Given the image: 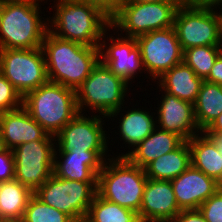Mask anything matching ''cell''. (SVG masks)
<instances>
[{
	"instance_id": "cell-31",
	"label": "cell",
	"mask_w": 222,
	"mask_h": 222,
	"mask_svg": "<svg viewBox=\"0 0 222 222\" xmlns=\"http://www.w3.org/2000/svg\"><path fill=\"white\" fill-rule=\"evenodd\" d=\"M198 209L207 222H222V188L211 195Z\"/></svg>"
},
{
	"instance_id": "cell-29",
	"label": "cell",
	"mask_w": 222,
	"mask_h": 222,
	"mask_svg": "<svg viewBox=\"0 0 222 222\" xmlns=\"http://www.w3.org/2000/svg\"><path fill=\"white\" fill-rule=\"evenodd\" d=\"M20 222H75L67 214L58 211L33 195Z\"/></svg>"
},
{
	"instance_id": "cell-20",
	"label": "cell",
	"mask_w": 222,
	"mask_h": 222,
	"mask_svg": "<svg viewBox=\"0 0 222 222\" xmlns=\"http://www.w3.org/2000/svg\"><path fill=\"white\" fill-rule=\"evenodd\" d=\"M184 140L175 133L162 130L158 127L142 142L125 154L118 157H126L132 164L145 168L149 163L176 149Z\"/></svg>"
},
{
	"instance_id": "cell-6",
	"label": "cell",
	"mask_w": 222,
	"mask_h": 222,
	"mask_svg": "<svg viewBox=\"0 0 222 222\" xmlns=\"http://www.w3.org/2000/svg\"><path fill=\"white\" fill-rule=\"evenodd\" d=\"M128 84L99 61L90 75L76 89L78 112L82 113L88 107L92 112H99V115L106 116L108 119L115 116L117 118L125 103Z\"/></svg>"
},
{
	"instance_id": "cell-32",
	"label": "cell",
	"mask_w": 222,
	"mask_h": 222,
	"mask_svg": "<svg viewBox=\"0 0 222 222\" xmlns=\"http://www.w3.org/2000/svg\"><path fill=\"white\" fill-rule=\"evenodd\" d=\"M15 177L14 158L12 150L6 149L0 153V182L12 180Z\"/></svg>"
},
{
	"instance_id": "cell-33",
	"label": "cell",
	"mask_w": 222,
	"mask_h": 222,
	"mask_svg": "<svg viewBox=\"0 0 222 222\" xmlns=\"http://www.w3.org/2000/svg\"><path fill=\"white\" fill-rule=\"evenodd\" d=\"M92 6L97 7L110 19L118 12L125 0H85Z\"/></svg>"
},
{
	"instance_id": "cell-3",
	"label": "cell",
	"mask_w": 222,
	"mask_h": 222,
	"mask_svg": "<svg viewBox=\"0 0 222 222\" xmlns=\"http://www.w3.org/2000/svg\"><path fill=\"white\" fill-rule=\"evenodd\" d=\"M40 2H0V49H33L42 46L48 17L42 20ZM40 11V12H39Z\"/></svg>"
},
{
	"instance_id": "cell-35",
	"label": "cell",
	"mask_w": 222,
	"mask_h": 222,
	"mask_svg": "<svg viewBox=\"0 0 222 222\" xmlns=\"http://www.w3.org/2000/svg\"><path fill=\"white\" fill-rule=\"evenodd\" d=\"M222 0H179L180 5L190 8L217 9Z\"/></svg>"
},
{
	"instance_id": "cell-2",
	"label": "cell",
	"mask_w": 222,
	"mask_h": 222,
	"mask_svg": "<svg viewBox=\"0 0 222 222\" xmlns=\"http://www.w3.org/2000/svg\"><path fill=\"white\" fill-rule=\"evenodd\" d=\"M54 7V17L48 18L51 34L90 47H99L100 41L106 40L111 21L97 7L85 0H56Z\"/></svg>"
},
{
	"instance_id": "cell-1",
	"label": "cell",
	"mask_w": 222,
	"mask_h": 222,
	"mask_svg": "<svg viewBox=\"0 0 222 222\" xmlns=\"http://www.w3.org/2000/svg\"><path fill=\"white\" fill-rule=\"evenodd\" d=\"M48 81L76 90L100 61L99 47L64 40L46 32L41 46Z\"/></svg>"
},
{
	"instance_id": "cell-25",
	"label": "cell",
	"mask_w": 222,
	"mask_h": 222,
	"mask_svg": "<svg viewBox=\"0 0 222 222\" xmlns=\"http://www.w3.org/2000/svg\"><path fill=\"white\" fill-rule=\"evenodd\" d=\"M150 111H144L143 108H132L118 119L120 139L124 141V144H128V147L134 148L146 137H148L154 129L157 127V121L154 120L153 113Z\"/></svg>"
},
{
	"instance_id": "cell-26",
	"label": "cell",
	"mask_w": 222,
	"mask_h": 222,
	"mask_svg": "<svg viewBox=\"0 0 222 222\" xmlns=\"http://www.w3.org/2000/svg\"><path fill=\"white\" fill-rule=\"evenodd\" d=\"M193 105L199 130L204 132L222 113V85L204 80Z\"/></svg>"
},
{
	"instance_id": "cell-12",
	"label": "cell",
	"mask_w": 222,
	"mask_h": 222,
	"mask_svg": "<svg viewBox=\"0 0 222 222\" xmlns=\"http://www.w3.org/2000/svg\"><path fill=\"white\" fill-rule=\"evenodd\" d=\"M144 72L157 81L165 72L183 62V50L174 27L148 32L136 38Z\"/></svg>"
},
{
	"instance_id": "cell-24",
	"label": "cell",
	"mask_w": 222,
	"mask_h": 222,
	"mask_svg": "<svg viewBox=\"0 0 222 222\" xmlns=\"http://www.w3.org/2000/svg\"><path fill=\"white\" fill-rule=\"evenodd\" d=\"M34 192L15 178L0 182V219L20 222Z\"/></svg>"
},
{
	"instance_id": "cell-37",
	"label": "cell",
	"mask_w": 222,
	"mask_h": 222,
	"mask_svg": "<svg viewBox=\"0 0 222 222\" xmlns=\"http://www.w3.org/2000/svg\"><path fill=\"white\" fill-rule=\"evenodd\" d=\"M204 133L222 135V113L212 122V124L204 131Z\"/></svg>"
},
{
	"instance_id": "cell-23",
	"label": "cell",
	"mask_w": 222,
	"mask_h": 222,
	"mask_svg": "<svg viewBox=\"0 0 222 222\" xmlns=\"http://www.w3.org/2000/svg\"><path fill=\"white\" fill-rule=\"evenodd\" d=\"M191 165V150L188 141H183L173 151L160 156L145 168L147 178L171 181Z\"/></svg>"
},
{
	"instance_id": "cell-34",
	"label": "cell",
	"mask_w": 222,
	"mask_h": 222,
	"mask_svg": "<svg viewBox=\"0 0 222 222\" xmlns=\"http://www.w3.org/2000/svg\"><path fill=\"white\" fill-rule=\"evenodd\" d=\"M171 222H207L199 209L181 210Z\"/></svg>"
},
{
	"instance_id": "cell-41",
	"label": "cell",
	"mask_w": 222,
	"mask_h": 222,
	"mask_svg": "<svg viewBox=\"0 0 222 222\" xmlns=\"http://www.w3.org/2000/svg\"><path fill=\"white\" fill-rule=\"evenodd\" d=\"M6 1H31V2H42L44 0H0V2H6Z\"/></svg>"
},
{
	"instance_id": "cell-8",
	"label": "cell",
	"mask_w": 222,
	"mask_h": 222,
	"mask_svg": "<svg viewBox=\"0 0 222 222\" xmlns=\"http://www.w3.org/2000/svg\"><path fill=\"white\" fill-rule=\"evenodd\" d=\"M96 194L97 182L62 179L55 174L34 192L43 203L67 214L75 222H84Z\"/></svg>"
},
{
	"instance_id": "cell-5",
	"label": "cell",
	"mask_w": 222,
	"mask_h": 222,
	"mask_svg": "<svg viewBox=\"0 0 222 222\" xmlns=\"http://www.w3.org/2000/svg\"><path fill=\"white\" fill-rule=\"evenodd\" d=\"M107 160L98 173L97 194L139 213L148 179L145 170L132 164L126 157L115 156Z\"/></svg>"
},
{
	"instance_id": "cell-39",
	"label": "cell",
	"mask_w": 222,
	"mask_h": 222,
	"mask_svg": "<svg viewBox=\"0 0 222 222\" xmlns=\"http://www.w3.org/2000/svg\"><path fill=\"white\" fill-rule=\"evenodd\" d=\"M132 3H147V2H179V0H125Z\"/></svg>"
},
{
	"instance_id": "cell-19",
	"label": "cell",
	"mask_w": 222,
	"mask_h": 222,
	"mask_svg": "<svg viewBox=\"0 0 222 222\" xmlns=\"http://www.w3.org/2000/svg\"><path fill=\"white\" fill-rule=\"evenodd\" d=\"M0 130L9 150L27 142L43 140L48 135L23 107L0 113Z\"/></svg>"
},
{
	"instance_id": "cell-30",
	"label": "cell",
	"mask_w": 222,
	"mask_h": 222,
	"mask_svg": "<svg viewBox=\"0 0 222 222\" xmlns=\"http://www.w3.org/2000/svg\"><path fill=\"white\" fill-rule=\"evenodd\" d=\"M22 100L21 94L0 73V113L21 108Z\"/></svg>"
},
{
	"instance_id": "cell-16",
	"label": "cell",
	"mask_w": 222,
	"mask_h": 222,
	"mask_svg": "<svg viewBox=\"0 0 222 222\" xmlns=\"http://www.w3.org/2000/svg\"><path fill=\"white\" fill-rule=\"evenodd\" d=\"M161 98L157 108L158 117H155L158 121L156 123L159 124L158 128L175 133L184 141H188L197 133H201L192 103L181 100L165 91Z\"/></svg>"
},
{
	"instance_id": "cell-11",
	"label": "cell",
	"mask_w": 222,
	"mask_h": 222,
	"mask_svg": "<svg viewBox=\"0 0 222 222\" xmlns=\"http://www.w3.org/2000/svg\"><path fill=\"white\" fill-rule=\"evenodd\" d=\"M216 9L180 5L174 29L182 50L197 46L221 45L222 20Z\"/></svg>"
},
{
	"instance_id": "cell-10",
	"label": "cell",
	"mask_w": 222,
	"mask_h": 222,
	"mask_svg": "<svg viewBox=\"0 0 222 222\" xmlns=\"http://www.w3.org/2000/svg\"><path fill=\"white\" fill-rule=\"evenodd\" d=\"M0 73L23 97L48 81L41 47L0 49Z\"/></svg>"
},
{
	"instance_id": "cell-28",
	"label": "cell",
	"mask_w": 222,
	"mask_h": 222,
	"mask_svg": "<svg viewBox=\"0 0 222 222\" xmlns=\"http://www.w3.org/2000/svg\"><path fill=\"white\" fill-rule=\"evenodd\" d=\"M222 53L221 45L197 46L183 50V62L188 65L198 77L205 80L217 57Z\"/></svg>"
},
{
	"instance_id": "cell-21",
	"label": "cell",
	"mask_w": 222,
	"mask_h": 222,
	"mask_svg": "<svg viewBox=\"0 0 222 222\" xmlns=\"http://www.w3.org/2000/svg\"><path fill=\"white\" fill-rule=\"evenodd\" d=\"M203 81L188 65L181 62L165 72L157 84L159 83V91L194 104Z\"/></svg>"
},
{
	"instance_id": "cell-27",
	"label": "cell",
	"mask_w": 222,
	"mask_h": 222,
	"mask_svg": "<svg viewBox=\"0 0 222 222\" xmlns=\"http://www.w3.org/2000/svg\"><path fill=\"white\" fill-rule=\"evenodd\" d=\"M84 222H141V220L138 212L109 202L96 194Z\"/></svg>"
},
{
	"instance_id": "cell-7",
	"label": "cell",
	"mask_w": 222,
	"mask_h": 222,
	"mask_svg": "<svg viewBox=\"0 0 222 222\" xmlns=\"http://www.w3.org/2000/svg\"><path fill=\"white\" fill-rule=\"evenodd\" d=\"M179 2H124L110 19L116 34L122 31L126 37L137 38L148 32L174 26ZM119 29V30H118Z\"/></svg>"
},
{
	"instance_id": "cell-9",
	"label": "cell",
	"mask_w": 222,
	"mask_h": 222,
	"mask_svg": "<svg viewBox=\"0 0 222 222\" xmlns=\"http://www.w3.org/2000/svg\"><path fill=\"white\" fill-rule=\"evenodd\" d=\"M54 141V143H53ZM55 137L21 144L12 150L15 179L35 192L53 174Z\"/></svg>"
},
{
	"instance_id": "cell-17",
	"label": "cell",
	"mask_w": 222,
	"mask_h": 222,
	"mask_svg": "<svg viewBox=\"0 0 222 222\" xmlns=\"http://www.w3.org/2000/svg\"><path fill=\"white\" fill-rule=\"evenodd\" d=\"M176 202L181 210L198 209L220 188V183L190 165L171 180Z\"/></svg>"
},
{
	"instance_id": "cell-36",
	"label": "cell",
	"mask_w": 222,
	"mask_h": 222,
	"mask_svg": "<svg viewBox=\"0 0 222 222\" xmlns=\"http://www.w3.org/2000/svg\"><path fill=\"white\" fill-rule=\"evenodd\" d=\"M205 81L222 85V53L217 57L209 76Z\"/></svg>"
},
{
	"instance_id": "cell-14",
	"label": "cell",
	"mask_w": 222,
	"mask_h": 222,
	"mask_svg": "<svg viewBox=\"0 0 222 222\" xmlns=\"http://www.w3.org/2000/svg\"><path fill=\"white\" fill-rule=\"evenodd\" d=\"M115 39L107 35L110 43L100 41L99 59L100 62L107 66L115 75L122 77L126 82H130L135 75L143 68L141 50L137 45L136 38L124 37L121 33ZM102 42V43H101ZM107 46V47H106ZM106 50V51H105Z\"/></svg>"
},
{
	"instance_id": "cell-38",
	"label": "cell",
	"mask_w": 222,
	"mask_h": 222,
	"mask_svg": "<svg viewBox=\"0 0 222 222\" xmlns=\"http://www.w3.org/2000/svg\"><path fill=\"white\" fill-rule=\"evenodd\" d=\"M209 136L217 145V148L219 149V153L222 154V135L220 134H206Z\"/></svg>"
},
{
	"instance_id": "cell-13",
	"label": "cell",
	"mask_w": 222,
	"mask_h": 222,
	"mask_svg": "<svg viewBox=\"0 0 222 222\" xmlns=\"http://www.w3.org/2000/svg\"><path fill=\"white\" fill-rule=\"evenodd\" d=\"M78 113L55 136V151H107L109 143L103 127L106 116ZM58 143V144H57Z\"/></svg>"
},
{
	"instance_id": "cell-4",
	"label": "cell",
	"mask_w": 222,
	"mask_h": 222,
	"mask_svg": "<svg viewBox=\"0 0 222 222\" xmlns=\"http://www.w3.org/2000/svg\"><path fill=\"white\" fill-rule=\"evenodd\" d=\"M22 107L54 137L79 113L76 90L51 81L25 94Z\"/></svg>"
},
{
	"instance_id": "cell-42",
	"label": "cell",
	"mask_w": 222,
	"mask_h": 222,
	"mask_svg": "<svg viewBox=\"0 0 222 222\" xmlns=\"http://www.w3.org/2000/svg\"><path fill=\"white\" fill-rule=\"evenodd\" d=\"M220 5H221V6H219V8L222 7V1H221ZM221 9H222V8H221ZM221 9H220V11H219L218 13H219V16H220V18H221V20H222V10H221Z\"/></svg>"
},
{
	"instance_id": "cell-40",
	"label": "cell",
	"mask_w": 222,
	"mask_h": 222,
	"mask_svg": "<svg viewBox=\"0 0 222 222\" xmlns=\"http://www.w3.org/2000/svg\"><path fill=\"white\" fill-rule=\"evenodd\" d=\"M7 148L5 146L4 140H3V136L0 130V153H2L3 151H5Z\"/></svg>"
},
{
	"instance_id": "cell-18",
	"label": "cell",
	"mask_w": 222,
	"mask_h": 222,
	"mask_svg": "<svg viewBox=\"0 0 222 222\" xmlns=\"http://www.w3.org/2000/svg\"><path fill=\"white\" fill-rule=\"evenodd\" d=\"M180 211L171 181L148 178L138 213L141 222H171Z\"/></svg>"
},
{
	"instance_id": "cell-15",
	"label": "cell",
	"mask_w": 222,
	"mask_h": 222,
	"mask_svg": "<svg viewBox=\"0 0 222 222\" xmlns=\"http://www.w3.org/2000/svg\"><path fill=\"white\" fill-rule=\"evenodd\" d=\"M107 153L108 151H55L53 174L62 179L97 182Z\"/></svg>"
},
{
	"instance_id": "cell-22",
	"label": "cell",
	"mask_w": 222,
	"mask_h": 222,
	"mask_svg": "<svg viewBox=\"0 0 222 222\" xmlns=\"http://www.w3.org/2000/svg\"><path fill=\"white\" fill-rule=\"evenodd\" d=\"M188 144L191 150V165L221 183L222 154L215 142L201 132L188 140Z\"/></svg>"
}]
</instances>
